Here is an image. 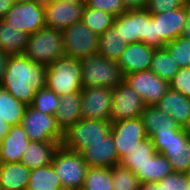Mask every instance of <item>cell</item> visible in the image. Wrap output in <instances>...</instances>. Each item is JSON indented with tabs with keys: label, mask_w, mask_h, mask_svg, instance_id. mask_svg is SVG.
Here are the masks:
<instances>
[{
	"label": "cell",
	"mask_w": 190,
	"mask_h": 190,
	"mask_svg": "<svg viewBox=\"0 0 190 190\" xmlns=\"http://www.w3.org/2000/svg\"><path fill=\"white\" fill-rule=\"evenodd\" d=\"M12 0H0V19L11 9Z\"/></svg>",
	"instance_id": "f6af8a7d"
},
{
	"label": "cell",
	"mask_w": 190,
	"mask_h": 190,
	"mask_svg": "<svg viewBox=\"0 0 190 190\" xmlns=\"http://www.w3.org/2000/svg\"><path fill=\"white\" fill-rule=\"evenodd\" d=\"M113 89L108 87L83 88L81 90V119L110 121Z\"/></svg>",
	"instance_id": "4fadbf2b"
},
{
	"label": "cell",
	"mask_w": 190,
	"mask_h": 190,
	"mask_svg": "<svg viewBox=\"0 0 190 190\" xmlns=\"http://www.w3.org/2000/svg\"><path fill=\"white\" fill-rule=\"evenodd\" d=\"M110 134L114 140L119 160L129 155L138 143L147 138V134L140 117L111 122Z\"/></svg>",
	"instance_id": "5bb4252c"
},
{
	"label": "cell",
	"mask_w": 190,
	"mask_h": 190,
	"mask_svg": "<svg viewBox=\"0 0 190 190\" xmlns=\"http://www.w3.org/2000/svg\"><path fill=\"white\" fill-rule=\"evenodd\" d=\"M140 118L149 138L155 133L176 132L180 128L172 116L166 115L156 105L145 106Z\"/></svg>",
	"instance_id": "7402d4cb"
},
{
	"label": "cell",
	"mask_w": 190,
	"mask_h": 190,
	"mask_svg": "<svg viewBox=\"0 0 190 190\" xmlns=\"http://www.w3.org/2000/svg\"><path fill=\"white\" fill-rule=\"evenodd\" d=\"M148 0H122V3L127 10L146 9Z\"/></svg>",
	"instance_id": "b9f144b4"
},
{
	"label": "cell",
	"mask_w": 190,
	"mask_h": 190,
	"mask_svg": "<svg viewBox=\"0 0 190 190\" xmlns=\"http://www.w3.org/2000/svg\"><path fill=\"white\" fill-rule=\"evenodd\" d=\"M124 81L143 98L146 106L156 105L169 89V82L150 69L126 74Z\"/></svg>",
	"instance_id": "7c38bea8"
},
{
	"label": "cell",
	"mask_w": 190,
	"mask_h": 190,
	"mask_svg": "<svg viewBox=\"0 0 190 190\" xmlns=\"http://www.w3.org/2000/svg\"><path fill=\"white\" fill-rule=\"evenodd\" d=\"M82 88L108 87L114 89L124 81L118 62L97 53L80 60Z\"/></svg>",
	"instance_id": "3957f363"
},
{
	"label": "cell",
	"mask_w": 190,
	"mask_h": 190,
	"mask_svg": "<svg viewBox=\"0 0 190 190\" xmlns=\"http://www.w3.org/2000/svg\"><path fill=\"white\" fill-rule=\"evenodd\" d=\"M156 48L143 42L130 43L122 52L118 64L124 75L150 69V63Z\"/></svg>",
	"instance_id": "ac0fdd59"
},
{
	"label": "cell",
	"mask_w": 190,
	"mask_h": 190,
	"mask_svg": "<svg viewBox=\"0 0 190 190\" xmlns=\"http://www.w3.org/2000/svg\"><path fill=\"white\" fill-rule=\"evenodd\" d=\"M110 130L111 121L80 119L63 132L61 145L80 153L84 148H89L90 144L104 141L110 134Z\"/></svg>",
	"instance_id": "8992f818"
},
{
	"label": "cell",
	"mask_w": 190,
	"mask_h": 190,
	"mask_svg": "<svg viewBox=\"0 0 190 190\" xmlns=\"http://www.w3.org/2000/svg\"><path fill=\"white\" fill-rule=\"evenodd\" d=\"M82 190H114L111 167H89Z\"/></svg>",
	"instance_id": "836d02e7"
},
{
	"label": "cell",
	"mask_w": 190,
	"mask_h": 190,
	"mask_svg": "<svg viewBox=\"0 0 190 190\" xmlns=\"http://www.w3.org/2000/svg\"><path fill=\"white\" fill-rule=\"evenodd\" d=\"M185 174H186V177L188 178V180H190V166L186 170Z\"/></svg>",
	"instance_id": "681fc988"
},
{
	"label": "cell",
	"mask_w": 190,
	"mask_h": 190,
	"mask_svg": "<svg viewBox=\"0 0 190 190\" xmlns=\"http://www.w3.org/2000/svg\"><path fill=\"white\" fill-rule=\"evenodd\" d=\"M29 34L14 29L12 25L0 19V50L8 55L23 54Z\"/></svg>",
	"instance_id": "484cf974"
},
{
	"label": "cell",
	"mask_w": 190,
	"mask_h": 190,
	"mask_svg": "<svg viewBox=\"0 0 190 190\" xmlns=\"http://www.w3.org/2000/svg\"><path fill=\"white\" fill-rule=\"evenodd\" d=\"M43 5L46 27L63 31L66 27L82 21L85 5L70 4L63 0H49Z\"/></svg>",
	"instance_id": "e0dca14e"
},
{
	"label": "cell",
	"mask_w": 190,
	"mask_h": 190,
	"mask_svg": "<svg viewBox=\"0 0 190 190\" xmlns=\"http://www.w3.org/2000/svg\"><path fill=\"white\" fill-rule=\"evenodd\" d=\"M45 65L35 63L24 54L10 55L1 87L12 96L30 106L35 91L46 86Z\"/></svg>",
	"instance_id": "6da1fadb"
},
{
	"label": "cell",
	"mask_w": 190,
	"mask_h": 190,
	"mask_svg": "<svg viewBox=\"0 0 190 190\" xmlns=\"http://www.w3.org/2000/svg\"><path fill=\"white\" fill-rule=\"evenodd\" d=\"M156 153L151 138L147 137L138 143V146L129 152V155L122 157L119 165L128 168L133 173L141 170L143 165Z\"/></svg>",
	"instance_id": "f546056e"
},
{
	"label": "cell",
	"mask_w": 190,
	"mask_h": 190,
	"mask_svg": "<svg viewBox=\"0 0 190 190\" xmlns=\"http://www.w3.org/2000/svg\"><path fill=\"white\" fill-rule=\"evenodd\" d=\"M111 175L114 190H140L141 182L128 168L115 165L111 167Z\"/></svg>",
	"instance_id": "8d00e7d4"
},
{
	"label": "cell",
	"mask_w": 190,
	"mask_h": 190,
	"mask_svg": "<svg viewBox=\"0 0 190 190\" xmlns=\"http://www.w3.org/2000/svg\"><path fill=\"white\" fill-rule=\"evenodd\" d=\"M46 68V87L59 97L83 89L80 60L64 55Z\"/></svg>",
	"instance_id": "277c9868"
},
{
	"label": "cell",
	"mask_w": 190,
	"mask_h": 190,
	"mask_svg": "<svg viewBox=\"0 0 190 190\" xmlns=\"http://www.w3.org/2000/svg\"><path fill=\"white\" fill-rule=\"evenodd\" d=\"M145 106L143 98L123 81L113 89L110 121L138 118Z\"/></svg>",
	"instance_id": "9a60e30c"
},
{
	"label": "cell",
	"mask_w": 190,
	"mask_h": 190,
	"mask_svg": "<svg viewBox=\"0 0 190 190\" xmlns=\"http://www.w3.org/2000/svg\"><path fill=\"white\" fill-rule=\"evenodd\" d=\"M33 142L62 143L63 132L57 125L55 115H48L27 106L20 124Z\"/></svg>",
	"instance_id": "9c48e42d"
},
{
	"label": "cell",
	"mask_w": 190,
	"mask_h": 190,
	"mask_svg": "<svg viewBox=\"0 0 190 190\" xmlns=\"http://www.w3.org/2000/svg\"><path fill=\"white\" fill-rule=\"evenodd\" d=\"M169 160L161 153L156 152L141 170L135 172L140 182H159L172 173Z\"/></svg>",
	"instance_id": "4316f807"
},
{
	"label": "cell",
	"mask_w": 190,
	"mask_h": 190,
	"mask_svg": "<svg viewBox=\"0 0 190 190\" xmlns=\"http://www.w3.org/2000/svg\"><path fill=\"white\" fill-rule=\"evenodd\" d=\"M150 70L161 79L169 82L179 72L180 67L170 54L162 48L155 50L150 63Z\"/></svg>",
	"instance_id": "1f68e13d"
},
{
	"label": "cell",
	"mask_w": 190,
	"mask_h": 190,
	"mask_svg": "<svg viewBox=\"0 0 190 190\" xmlns=\"http://www.w3.org/2000/svg\"><path fill=\"white\" fill-rule=\"evenodd\" d=\"M35 1H38V2H41V3H46V2H48L49 0H35Z\"/></svg>",
	"instance_id": "816d5d0a"
},
{
	"label": "cell",
	"mask_w": 190,
	"mask_h": 190,
	"mask_svg": "<svg viewBox=\"0 0 190 190\" xmlns=\"http://www.w3.org/2000/svg\"><path fill=\"white\" fill-rule=\"evenodd\" d=\"M151 140L156 152L169 160L174 172H186L190 166V129L180 127L176 132L155 133Z\"/></svg>",
	"instance_id": "7a4b0ae2"
},
{
	"label": "cell",
	"mask_w": 190,
	"mask_h": 190,
	"mask_svg": "<svg viewBox=\"0 0 190 190\" xmlns=\"http://www.w3.org/2000/svg\"><path fill=\"white\" fill-rule=\"evenodd\" d=\"M59 98L55 119L60 130L65 132L81 119V92L68 93Z\"/></svg>",
	"instance_id": "cb8c5ba5"
},
{
	"label": "cell",
	"mask_w": 190,
	"mask_h": 190,
	"mask_svg": "<svg viewBox=\"0 0 190 190\" xmlns=\"http://www.w3.org/2000/svg\"><path fill=\"white\" fill-rule=\"evenodd\" d=\"M113 26L120 31L127 44L149 38V12L146 9L127 10L116 17Z\"/></svg>",
	"instance_id": "2e32d148"
},
{
	"label": "cell",
	"mask_w": 190,
	"mask_h": 190,
	"mask_svg": "<svg viewBox=\"0 0 190 190\" xmlns=\"http://www.w3.org/2000/svg\"><path fill=\"white\" fill-rule=\"evenodd\" d=\"M31 169L21 162L0 163V187L3 190H26Z\"/></svg>",
	"instance_id": "d4e9b609"
},
{
	"label": "cell",
	"mask_w": 190,
	"mask_h": 190,
	"mask_svg": "<svg viewBox=\"0 0 190 190\" xmlns=\"http://www.w3.org/2000/svg\"><path fill=\"white\" fill-rule=\"evenodd\" d=\"M64 54L83 60L98 53L99 36L82 21L76 22L62 31Z\"/></svg>",
	"instance_id": "ba28073f"
},
{
	"label": "cell",
	"mask_w": 190,
	"mask_h": 190,
	"mask_svg": "<svg viewBox=\"0 0 190 190\" xmlns=\"http://www.w3.org/2000/svg\"><path fill=\"white\" fill-rule=\"evenodd\" d=\"M2 19L30 35L45 27L44 5L35 0L13 3Z\"/></svg>",
	"instance_id": "30bf717a"
},
{
	"label": "cell",
	"mask_w": 190,
	"mask_h": 190,
	"mask_svg": "<svg viewBox=\"0 0 190 190\" xmlns=\"http://www.w3.org/2000/svg\"><path fill=\"white\" fill-rule=\"evenodd\" d=\"M29 142L27 133L20 124L11 126L9 133L1 140L0 163L21 162Z\"/></svg>",
	"instance_id": "44dd1931"
},
{
	"label": "cell",
	"mask_w": 190,
	"mask_h": 190,
	"mask_svg": "<svg viewBox=\"0 0 190 190\" xmlns=\"http://www.w3.org/2000/svg\"><path fill=\"white\" fill-rule=\"evenodd\" d=\"M9 56L10 55H8L0 50V85L4 78V73L6 71V65H7Z\"/></svg>",
	"instance_id": "ee69618b"
},
{
	"label": "cell",
	"mask_w": 190,
	"mask_h": 190,
	"mask_svg": "<svg viewBox=\"0 0 190 190\" xmlns=\"http://www.w3.org/2000/svg\"><path fill=\"white\" fill-rule=\"evenodd\" d=\"M29 0H12L13 3H22Z\"/></svg>",
	"instance_id": "f907efd6"
},
{
	"label": "cell",
	"mask_w": 190,
	"mask_h": 190,
	"mask_svg": "<svg viewBox=\"0 0 190 190\" xmlns=\"http://www.w3.org/2000/svg\"><path fill=\"white\" fill-rule=\"evenodd\" d=\"M85 6L106 11L115 18L126 11L122 0H87Z\"/></svg>",
	"instance_id": "f35d334b"
},
{
	"label": "cell",
	"mask_w": 190,
	"mask_h": 190,
	"mask_svg": "<svg viewBox=\"0 0 190 190\" xmlns=\"http://www.w3.org/2000/svg\"><path fill=\"white\" fill-rule=\"evenodd\" d=\"M186 4L187 0H148L146 10L150 14H157L182 8Z\"/></svg>",
	"instance_id": "60d3db41"
},
{
	"label": "cell",
	"mask_w": 190,
	"mask_h": 190,
	"mask_svg": "<svg viewBox=\"0 0 190 190\" xmlns=\"http://www.w3.org/2000/svg\"><path fill=\"white\" fill-rule=\"evenodd\" d=\"M52 165L65 190H80L89 166L79 152L59 146Z\"/></svg>",
	"instance_id": "52a82bcc"
},
{
	"label": "cell",
	"mask_w": 190,
	"mask_h": 190,
	"mask_svg": "<svg viewBox=\"0 0 190 190\" xmlns=\"http://www.w3.org/2000/svg\"><path fill=\"white\" fill-rule=\"evenodd\" d=\"M63 1L69 2L70 4L86 5L87 0H63Z\"/></svg>",
	"instance_id": "c3c4849f"
},
{
	"label": "cell",
	"mask_w": 190,
	"mask_h": 190,
	"mask_svg": "<svg viewBox=\"0 0 190 190\" xmlns=\"http://www.w3.org/2000/svg\"><path fill=\"white\" fill-rule=\"evenodd\" d=\"M164 49L170 54L180 68L190 67V39L178 37L167 43Z\"/></svg>",
	"instance_id": "74e56055"
},
{
	"label": "cell",
	"mask_w": 190,
	"mask_h": 190,
	"mask_svg": "<svg viewBox=\"0 0 190 190\" xmlns=\"http://www.w3.org/2000/svg\"><path fill=\"white\" fill-rule=\"evenodd\" d=\"M169 88L190 98V67L180 68L179 72L169 81Z\"/></svg>",
	"instance_id": "ab89813d"
},
{
	"label": "cell",
	"mask_w": 190,
	"mask_h": 190,
	"mask_svg": "<svg viewBox=\"0 0 190 190\" xmlns=\"http://www.w3.org/2000/svg\"><path fill=\"white\" fill-rule=\"evenodd\" d=\"M181 36L190 39V11H189V16L187 18V22L182 29Z\"/></svg>",
	"instance_id": "7dc6e473"
},
{
	"label": "cell",
	"mask_w": 190,
	"mask_h": 190,
	"mask_svg": "<svg viewBox=\"0 0 190 190\" xmlns=\"http://www.w3.org/2000/svg\"><path fill=\"white\" fill-rule=\"evenodd\" d=\"M26 105L0 86V118L10 126L19 125Z\"/></svg>",
	"instance_id": "4dcf8cb0"
},
{
	"label": "cell",
	"mask_w": 190,
	"mask_h": 190,
	"mask_svg": "<svg viewBox=\"0 0 190 190\" xmlns=\"http://www.w3.org/2000/svg\"><path fill=\"white\" fill-rule=\"evenodd\" d=\"M80 154L89 167H113L120 161L111 134L104 141L90 144Z\"/></svg>",
	"instance_id": "d6986e66"
},
{
	"label": "cell",
	"mask_w": 190,
	"mask_h": 190,
	"mask_svg": "<svg viewBox=\"0 0 190 190\" xmlns=\"http://www.w3.org/2000/svg\"><path fill=\"white\" fill-rule=\"evenodd\" d=\"M188 3L179 9L151 14L155 21L156 49H162L167 43L181 36L183 27L189 16Z\"/></svg>",
	"instance_id": "8fae6325"
},
{
	"label": "cell",
	"mask_w": 190,
	"mask_h": 190,
	"mask_svg": "<svg viewBox=\"0 0 190 190\" xmlns=\"http://www.w3.org/2000/svg\"><path fill=\"white\" fill-rule=\"evenodd\" d=\"M115 17L106 11L84 6L82 22L98 36L113 25Z\"/></svg>",
	"instance_id": "d6a6232c"
},
{
	"label": "cell",
	"mask_w": 190,
	"mask_h": 190,
	"mask_svg": "<svg viewBox=\"0 0 190 190\" xmlns=\"http://www.w3.org/2000/svg\"><path fill=\"white\" fill-rule=\"evenodd\" d=\"M26 190H63L52 163L44 167L31 169Z\"/></svg>",
	"instance_id": "f1b7e54d"
},
{
	"label": "cell",
	"mask_w": 190,
	"mask_h": 190,
	"mask_svg": "<svg viewBox=\"0 0 190 190\" xmlns=\"http://www.w3.org/2000/svg\"><path fill=\"white\" fill-rule=\"evenodd\" d=\"M187 3H188V5H189V9H190V0H187Z\"/></svg>",
	"instance_id": "f5cc1de1"
},
{
	"label": "cell",
	"mask_w": 190,
	"mask_h": 190,
	"mask_svg": "<svg viewBox=\"0 0 190 190\" xmlns=\"http://www.w3.org/2000/svg\"><path fill=\"white\" fill-rule=\"evenodd\" d=\"M156 106L166 115L172 116L180 127L190 129L189 97L169 88Z\"/></svg>",
	"instance_id": "ffe728a7"
},
{
	"label": "cell",
	"mask_w": 190,
	"mask_h": 190,
	"mask_svg": "<svg viewBox=\"0 0 190 190\" xmlns=\"http://www.w3.org/2000/svg\"><path fill=\"white\" fill-rule=\"evenodd\" d=\"M126 45L120 31L112 25L99 36L98 53L109 60L118 62Z\"/></svg>",
	"instance_id": "83f0119b"
},
{
	"label": "cell",
	"mask_w": 190,
	"mask_h": 190,
	"mask_svg": "<svg viewBox=\"0 0 190 190\" xmlns=\"http://www.w3.org/2000/svg\"><path fill=\"white\" fill-rule=\"evenodd\" d=\"M10 125L0 118V142L9 133Z\"/></svg>",
	"instance_id": "bcb514c9"
},
{
	"label": "cell",
	"mask_w": 190,
	"mask_h": 190,
	"mask_svg": "<svg viewBox=\"0 0 190 190\" xmlns=\"http://www.w3.org/2000/svg\"><path fill=\"white\" fill-rule=\"evenodd\" d=\"M60 98L46 86L43 89L35 91L31 107L48 115H55L59 108Z\"/></svg>",
	"instance_id": "d590c367"
},
{
	"label": "cell",
	"mask_w": 190,
	"mask_h": 190,
	"mask_svg": "<svg viewBox=\"0 0 190 190\" xmlns=\"http://www.w3.org/2000/svg\"><path fill=\"white\" fill-rule=\"evenodd\" d=\"M146 44L148 46L156 48L155 21L151 18L150 13H149V38H146Z\"/></svg>",
	"instance_id": "7bdbcfd3"
},
{
	"label": "cell",
	"mask_w": 190,
	"mask_h": 190,
	"mask_svg": "<svg viewBox=\"0 0 190 190\" xmlns=\"http://www.w3.org/2000/svg\"><path fill=\"white\" fill-rule=\"evenodd\" d=\"M61 144L58 142L30 141L23 153L21 163L29 169H36L52 163L55 152Z\"/></svg>",
	"instance_id": "603a6c76"
},
{
	"label": "cell",
	"mask_w": 190,
	"mask_h": 190,
	"mask_svg": "<svg viewBox=\"0 0 190 190\" xmlns=\"http://www.w3.org/2000/svg\"><path fill=\"white\" fill-rule=\"evenodd\" d=\"M140 190H189L185 173L172 172L159 182H141Z\"/></svg>",
	"instance_id": "e575fe53"
},
{
	"label": "cell",
	"mask_w": 190,
	"mask_h": 190,
	"mask_svg": "<svg viewBox=\"0 0 190 190\" xmlns=\"http://www.w3.org/2000/svg\"><path fill=\"white\" fill-rule=\"evenodd\" d=\"M23 54L35 63L50 65L65 55L62 31L45 26L30 34Z\"/></svg>",
	"instance_id": "5b68a950"
}]
</instances>
